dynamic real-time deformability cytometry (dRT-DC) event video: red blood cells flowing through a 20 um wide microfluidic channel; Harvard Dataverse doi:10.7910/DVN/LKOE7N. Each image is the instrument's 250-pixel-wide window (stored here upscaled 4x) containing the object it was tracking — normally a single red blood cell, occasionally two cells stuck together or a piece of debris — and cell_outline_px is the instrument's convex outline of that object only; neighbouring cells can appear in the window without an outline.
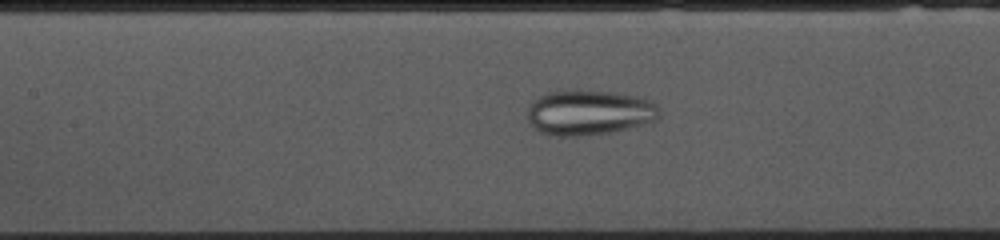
{"species": "common noctule bat (a hibernating species)", "species_latin": "Nyctalus noctula", "temperature_condition": "cold", "stored_images_in_passage": 54, "camera_frame_rate_fps": 3000, "um_per_image_px": 0.085, "animal": {"sex": "female", "body_mass_g": 10.0, "forearm_length_mm": 53.1}, "frame": {"image": 1, "passage_image": 22, "time_ms": 7.0, "image_size_px": [1000, 240], "cell_outline_px": [[660, 116], [656, 120], [616, 132], [576, 136], [556, 136], [540, 132], [528, 120], [528, 108], [544, 92], [576, 88], [616, 92], [644, 96], [656, 104], [660, 112]], "centroid_in_image_um": [50.12, 9.53], "position_along_channel_um": 157.3, "area_um2": 35.43}}
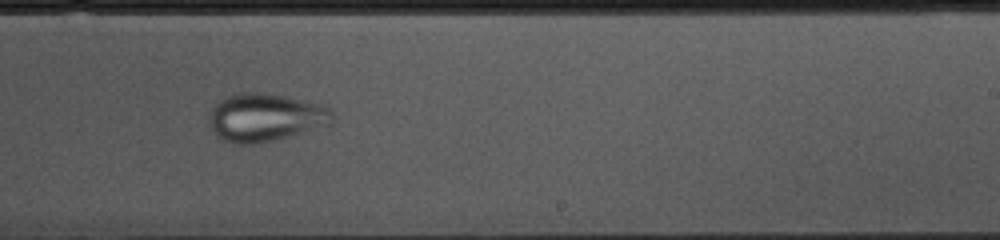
{"frame": {"image": 2, "passage_image": 31, "time_ms": 10.0, "image_size_px": [1000, 240], "cell_outline_px": [[332, 124], [260, 144], [236, 144], [224, 140], [216, 136], [208, 120], [212, 108], [224, 96], [240, 92], [264, 92], [328, 104], [332, 112]], "centroid_in_image_um": [22.57, 9.96], "position_along_channel_um": 266.4, "area_um2": 34.97}}
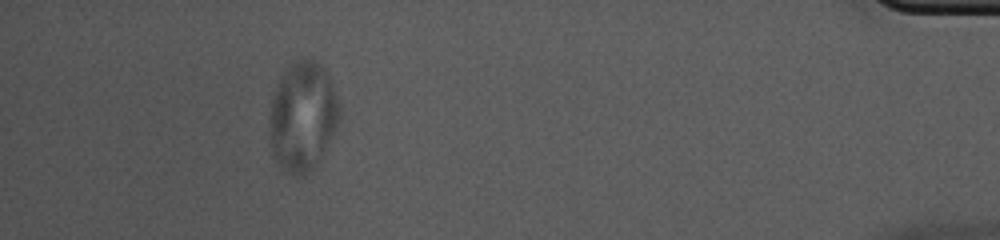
{"frame": {"image": 3, "passage_image": 48, "time_ms": 15.667, "image_size_px": [1000, 240], "cell_outline_px": [[340, 116], [336, 132], [320, 164], [304, 176], [296, 176], [284, 172], [280, 168], [272, 152], [268, 124], [272, 100], [280, 76], [284, 68], [296, 56], [312, 56], [320, 60], [328, 72], [340, 104]], "centroid_in_image_um": [25.76, 9.85], "position_along_channel_um": 409.4, "area_um2": 46.7}}